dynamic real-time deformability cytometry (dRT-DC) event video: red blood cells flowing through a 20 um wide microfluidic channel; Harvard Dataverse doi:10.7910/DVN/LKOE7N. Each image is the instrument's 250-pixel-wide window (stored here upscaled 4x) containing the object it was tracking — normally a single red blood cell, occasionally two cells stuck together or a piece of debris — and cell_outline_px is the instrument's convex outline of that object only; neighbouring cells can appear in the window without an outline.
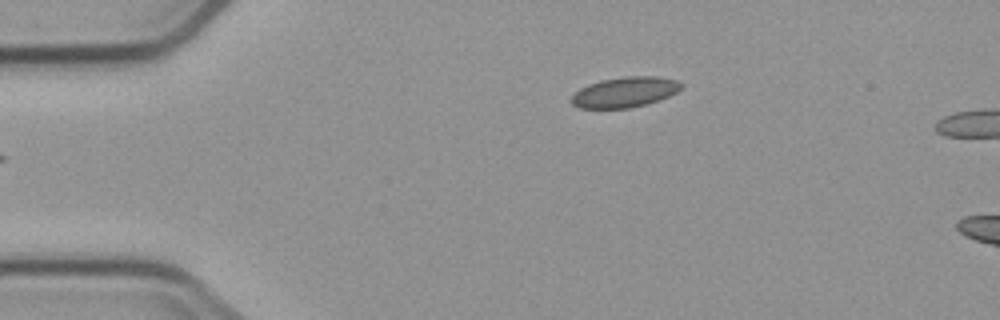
{"species": "common noctule bat (a hibernating species)", "species_latin": "Nyctalus noctula", "temperature_condition": "cold", "stored_images_in_passage": 3, "camera_frame_rate_fps": 3000, "um_per_image_px": 0.085, "animal": {"sex": "male", "body_mass_g": 23.1, "forearm_length_mm": 52.7}, "frame": {"image": 1, "passage_image": 3, "time_ms": 2.333, "image_size_px": [1000, 320], "cell_outline_px": [[684, 84], [676, 92], [668, 96], [644, 104], [628, 108], [580, 108], [572, 104], [572, 96], [580, 88], [588, 84], [600, 80], [624, 76], [656, 76], [676, 80]], "centroid_in_image_um": [53.09, 7.81], "position_along_channel_um": 31.9, "area_um2": 19.19}}